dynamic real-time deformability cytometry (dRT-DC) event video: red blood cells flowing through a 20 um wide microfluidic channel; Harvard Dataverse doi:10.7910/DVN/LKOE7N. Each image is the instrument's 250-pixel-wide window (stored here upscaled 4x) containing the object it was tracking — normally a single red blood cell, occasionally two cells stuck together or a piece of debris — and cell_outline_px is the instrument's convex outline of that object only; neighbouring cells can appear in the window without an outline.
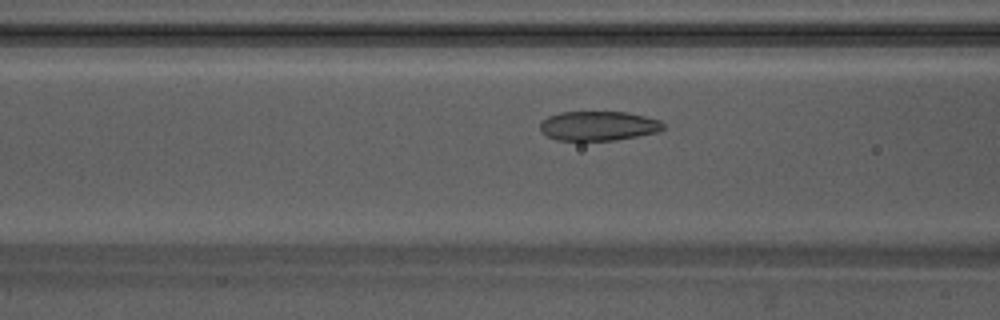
{"species": "Egyptian fruit bat (a non-hibernating species)", "species_latin": "Rousettus aegyptiacus", "temperature_condition": "warm", "stored_images_in_passage": 34, "camera_frame_rate_fps": 3000, "um_per_image_px": 0.085, "animal": {"sex": "male"}, "frame": {"image": 1, "passage_image": 4, "time_ms": 1.0, "image_size_px": [1000, 320], "cell_outline_px": [[664, 128], [660, 132], [616, 140], [556, 140], [540, 132], [540, 124], [548, 116], [560, 112], [628, 112], [660, 120], [664, 124]], "centroid_in_image_um": [50.88, 10.7], "position_along_channel_um": 115.7, "area_um2": 21.21}}
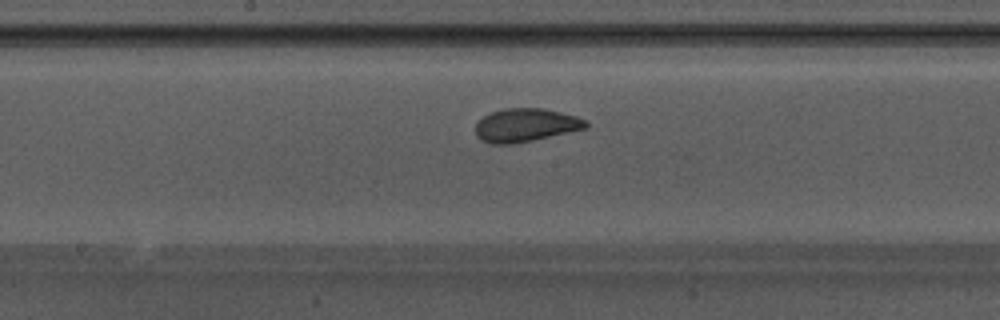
{"frame": {"image": 2, "passage_image": 11, "time_ms": 3.333, "image_size_px": [1000, 320], "cell_outline_px": [[588, 128], [532, 140], [512, 144], [492, 144], [480, 140], [476, 136], [476, 124], [484, 116], [492, 112], [504, 108], [544, 108], [576, 116], [588, 120]], "centroid_in_image_um": [44.69, 10.64], "position_along_channel_um": 203.5, "area_um2": 21.44}}
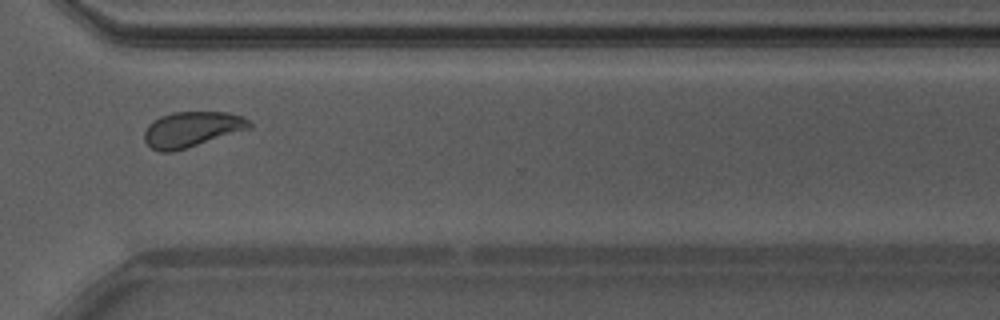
{"frame": {"image": 3, "passage_image": 23, "time_ms": 7.333, "image_size_px": [1000, 320], "cell_outline_px": [[252, 128], [172, 152], [160, 152], [152, 148], [144, 140], [144, 132], [148, 124], [160, 116], [172, 112], [228, 112], [244, 116], [252, 124]], "centroid_in_image_um": [16.31, 10.98], "position_along_channel_um": 354.3, "area_um2": 21.68}}